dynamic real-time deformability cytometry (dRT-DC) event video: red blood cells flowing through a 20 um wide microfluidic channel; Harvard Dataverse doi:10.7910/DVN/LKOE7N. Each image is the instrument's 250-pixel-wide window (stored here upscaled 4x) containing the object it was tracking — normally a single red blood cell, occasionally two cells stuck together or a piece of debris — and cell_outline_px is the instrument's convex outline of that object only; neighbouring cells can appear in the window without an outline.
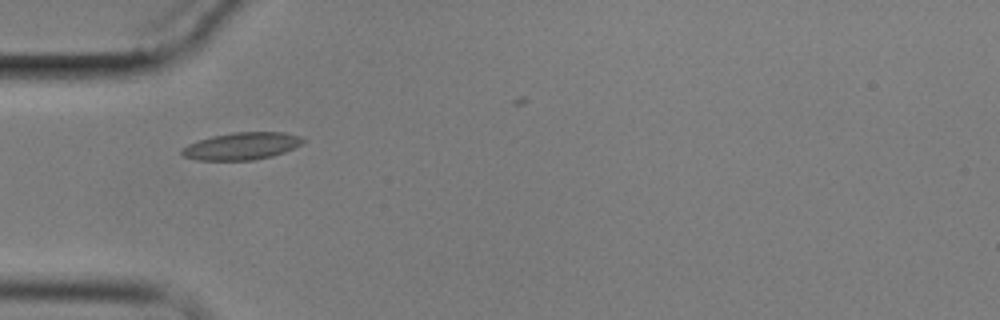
{"species": "common noctule bat (a hibernating species)", "species_latin": "Nyctalus noctula", "temperature_condition": "cold", "stored_images_in_passage": 7, "camera_frame_rate_fps": 3000, "um_per_image_px": 0.085, "animal": {"sex": "male", "body_mass_g": 17.9}, "frame": {"image": 1, "passage_image": 1, "time_ms": 0.0, "image_size_px": [1000, 320], "cell_outline_px": [[308, 140], [284, 152], [272, 156], [252, 160], [196, 160], [184, 156], [180, 152], [180, 148], [188, 144], [212, 136], [232, 132], [284, 132], [300, 136]], "centroid_in_image_um": [20.53, 12.41], "position_along_channel_um": 64.5, "area_um2": 19.25}}
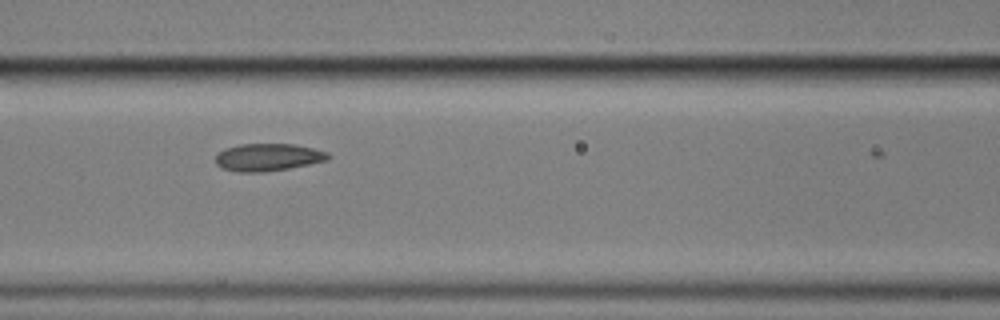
{"frame": {"image": 2, "passage_image": 3, "time_ms": 2.333, "image_size_px": [1000, 320], "cell_outline_px": [[332, 156], [328, 160], [288, 168], [264, 172], [236, 172], [220, 168], [216, 164], [216, 156], [224, 148], [240, 144], [292, 144], [312, 148], [328, 152]], "centroid_in_image_um": [22.76, 13.37], "position_along_channel_um": 143.8, "area_um2": 18.03}}
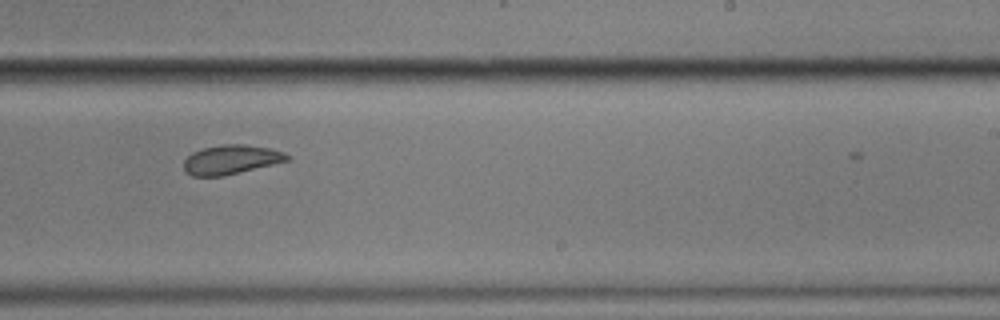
{"frame": {"image": 3, "passage_image": 6, "time_ms": 6.0, "image_size_px": [1000, 320], "cell_outline_px": [[288, 160], [224, 176], [192, 176], [184, 172], [184, 160], [192, 152], [204, 148], [224, 144], [244, 144], [268, 148], [284, 152], [288, 156]], "centroid_in_image_um": [19.58, 13.57], "position_along_channel_um": 269.4, "area_um2": 17.4}}